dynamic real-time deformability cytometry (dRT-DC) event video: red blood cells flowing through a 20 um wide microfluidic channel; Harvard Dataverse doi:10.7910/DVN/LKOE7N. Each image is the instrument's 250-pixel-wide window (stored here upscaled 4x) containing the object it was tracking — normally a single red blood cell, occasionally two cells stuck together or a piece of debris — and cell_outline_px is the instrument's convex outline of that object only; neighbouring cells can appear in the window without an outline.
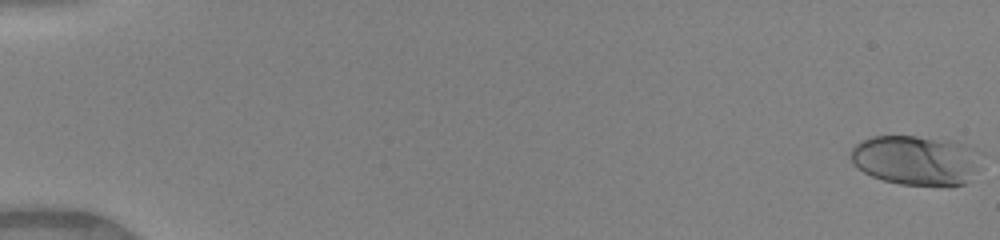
{"species": "human", "species_latin": "Homo sapiens", "temperature_condition": "warm", "stored_images_in_passage": 51, "camera_frame_rate_fps": 3000, "um_per_image_px": 0.085, "donor": {"sex": "female"}, "frame": {"image": 1, "passage_image": 1, "time_ms": 0.0, "image_size_px": [1000, 240], "cell_outline_px": [[976, 152], [972, 168], [964, 184], [900, 184], [884, 180], [872, 176], [856, 168], [852, 164], [852, 148], [856, 144], [872, 136], [916, 136], [956, 140], [976, 148]], "centroid_in_image_um": [77.74, 13.57], "position_along_channel_um": 7.3, "area_um2": 36.7}}
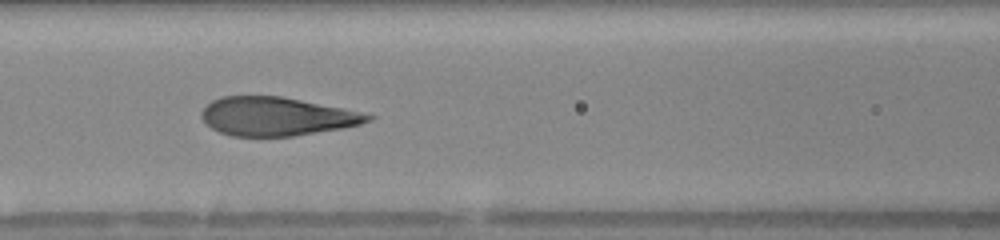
{"frame": {"image": 2, "passage_image": 24, "time_ms": 7.667, "image_size_px": [1000, 240], "cell_outline_px": [[376, 116], [372, 120], [360, 124], [344, 128], [292, 136], [232, 136], [220, 132], [212, 128], [200, 116], [200, 112], [212, 100], [220, 96], [280, 96], [344, 108]], "centroid_in_image_um": [23.52, 9.89], "position_along_channel_um": 143.1, "area_um2": 37.28}}
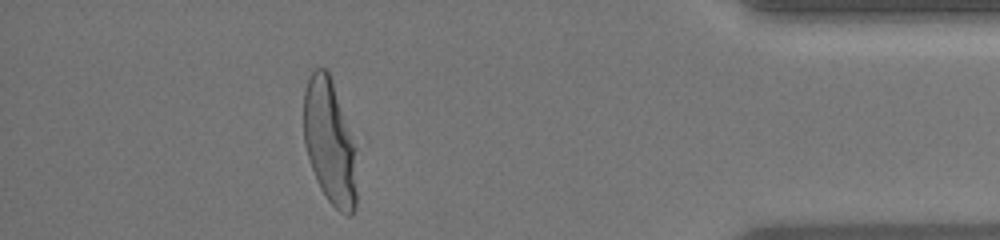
{"frame": {"image": 3, "passage_image": 46, "time_ms": 15.0, "image_size_px": [1000, 240], "cell_outline_px": [[356, 208], [348, 216], [340, 212], [328, 200], [320, 188], [316, 180], [304, 144], [304, 88], [312, 72], [316, 68], [324, 68], [328, 72], [352, 136], [356, 148]], "centroid_in_image_um": [28.02, 12.12], "position_along_channel_um": 407.2, "area_um2": 38.32}, "authors_computed_cell_mechanics": {"area_um2": 38.6682, "velocity_mm_per_s": 4.1068, "shape_relaxation_time_tau1_ms": 4.3953, "shape_relaxation_time_tau2_ms": null, "deformation_change_tau1": 0.2215, "deformation_change_tau2": null}}